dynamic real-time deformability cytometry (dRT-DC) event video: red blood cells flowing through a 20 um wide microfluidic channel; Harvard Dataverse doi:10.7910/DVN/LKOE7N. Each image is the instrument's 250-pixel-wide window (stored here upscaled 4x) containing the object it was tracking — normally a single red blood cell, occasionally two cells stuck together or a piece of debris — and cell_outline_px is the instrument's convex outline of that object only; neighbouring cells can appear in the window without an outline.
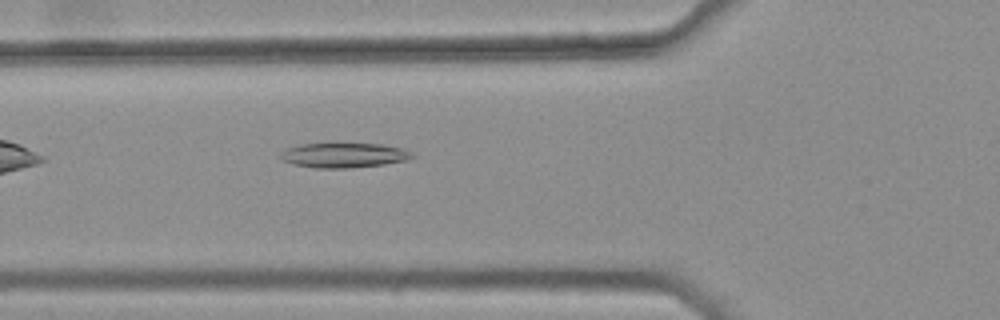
{"species": "common noctule bat (a hibernating species)", "species_latin": "Nyctalus noctula", "temperature_condition": "warm", "stored_images_in_passage": 29, "camera_frame_rate_fps": 3000, "um_per_image_px": 0.085, "animal": {"sex": "female", "body_mass_g": 25.1}, "frame": {"image": 1, "passage_image": 3, "time_ms": 0.667, "image_size_px": [1000, 320], "cell_outline_px": [[416, 156], [408, 160], [384, 164], [348, 168], [316, 168], [296, 164], [280, 160], [280, 156], [288, 148], [300, 144], [380, 144], [404, 148], [412, 152]], "centroid_in_image_um": [29.3, 13.2], "position_along_channel_um": 96.5, "area_um2": 18.84}}
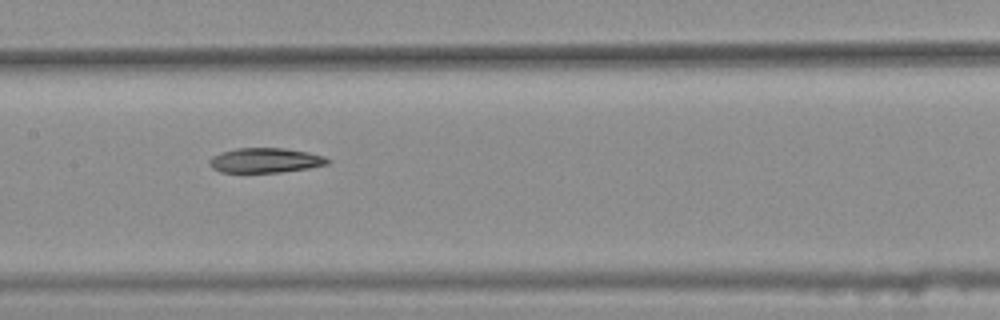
{"frame": {"image": 2, "passage_image": 10, "time_ms": 3.0, "image_size_px": [1000, 320], "cell_outline_px": [[332, 160], [328, 164], [308, 168], [280, 172], [220, 172], [212, 168], [208, 164], [208, 160], [212, 156], [220, 152], [236, 148], [284, 148], [308, 152], [324, 156]], "centroid_in_image_um": [22.53, 13.62], "position_along_channel_um": 184.9, "area_um2": 17.17}}
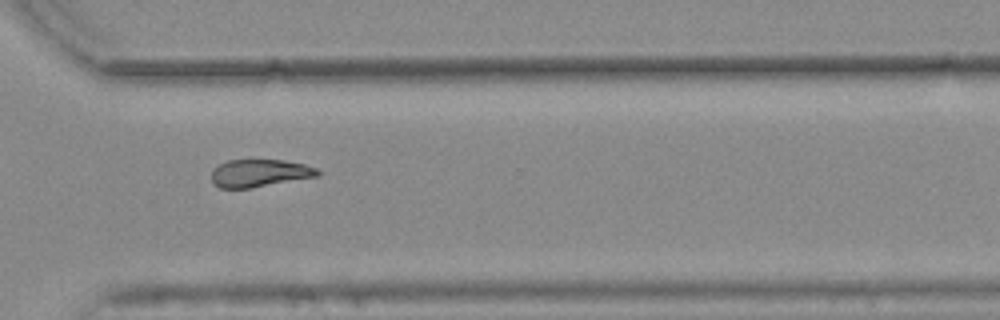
{"frame": {"image": 3, "passage_image": 23, "time_ms": 7.333, "image_size_px": [1000, 320], "cell_outline_px": [[320, 176], [248, 188], [220, 188], [212, 184], [212, 172], [220, 164], [228, 160], [284, 160], [304, 164], [316, 168], [320, 172]], "centroid_in_image_um": [22.07, 14.72], "position_along_channel_um": 348.5, "area_um2": 16.94}}